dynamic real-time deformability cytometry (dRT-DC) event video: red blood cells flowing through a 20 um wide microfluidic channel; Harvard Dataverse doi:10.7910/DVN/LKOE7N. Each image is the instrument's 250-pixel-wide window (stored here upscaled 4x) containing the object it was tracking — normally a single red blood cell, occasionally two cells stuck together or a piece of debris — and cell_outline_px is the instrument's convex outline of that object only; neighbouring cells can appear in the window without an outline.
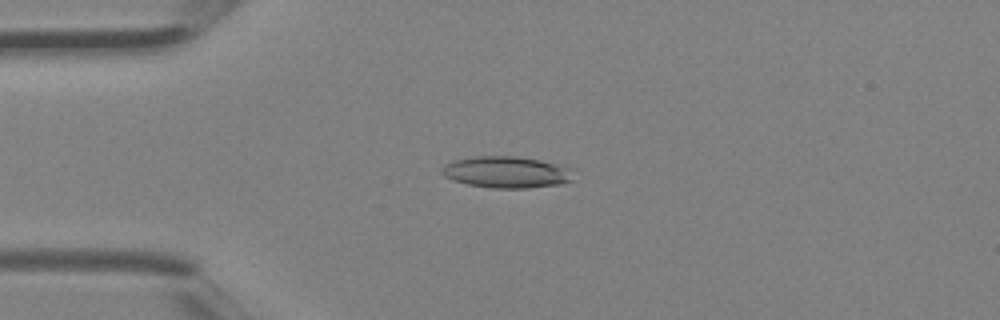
{"species": "Egyptian fruit bat (a non-hibernating species)", "species_latin": "Rousettus aegyptiacus", "temperature_condition": "room temperature", "stored_images_in_passage": 3, "camera_frame_rate_fps": 3000, "um_per_image_px": 0.085, "animal": {"sex": "female"}, "frame": {"image": 1, "passage_image": 2, "time_ms": 0.333, "image_size_px": [1000, 320], "cell_outline_px": [[572, 180], [560, 184], [528, 188], [492, 188], [468, 184], [444, 176], [440, 172], [440, 168], [444, 164], [452, 160], [476, 156], [516, 156], [540, 160], [568, 168]], "centroid_in_image_um": [42.97, 14.63], "position_along_channel_um": 42.0, "area_um2": 23.93}}